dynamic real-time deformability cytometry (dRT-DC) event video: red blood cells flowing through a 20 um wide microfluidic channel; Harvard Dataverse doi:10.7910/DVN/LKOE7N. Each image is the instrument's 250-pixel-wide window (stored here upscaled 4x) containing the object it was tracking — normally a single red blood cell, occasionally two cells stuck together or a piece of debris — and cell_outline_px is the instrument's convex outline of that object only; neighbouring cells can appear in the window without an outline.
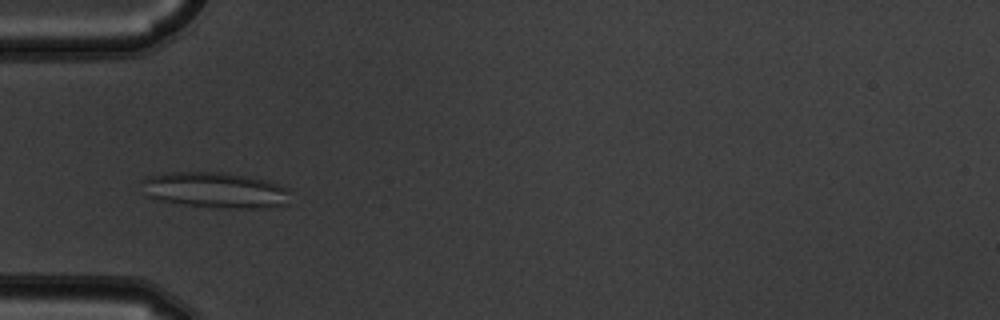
{"species": "common noctule bat (a hibernating species)", "species_latin": "Nyctalus noctula", "temperature_condition": "warm", "stored_images_in_passage": 9, "camera_frame_rate_fps": 3000, "um_per_image_px": 0.085, "animal": {"sex": "male", "body_mass_g": 19.5, "forearm_length_mm": 54.6}, "frame": {"image": 1, "passage_image": 4, "time_ms": 1.0, "image_size_px": [1000, 320], "cell_outline_px": [[292, 192], [288, 204], [264, 208], [244, 208], [184, 204], [160, 200], [144, 196], [140, 180], [148, 176], [168, 172], [220, 172], [244, 176], [264, 180], [280, 184], [288, 188]], "centroid_in_image_um": [18.29, 16.15], "position_along_channel_um": 66.7, "area_um2": 30.92}}
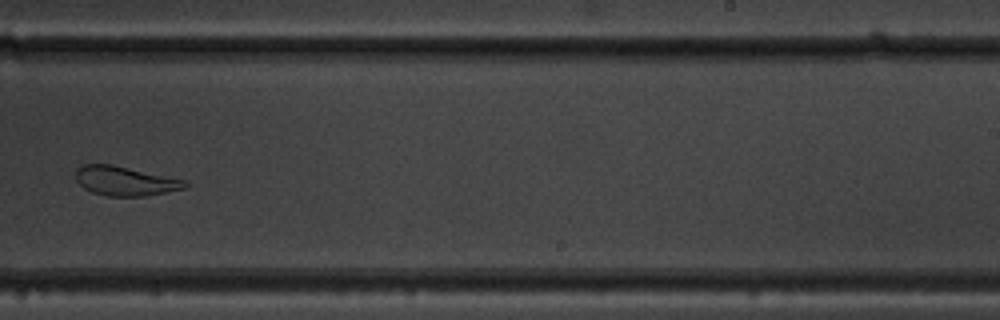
{"frame": {"image": 2, "passage_image": 9, "time_ms": 2.667, "image_size_px": [1000, 320], "cell_outline_px": [[192, 184], [188, 188], [168, 192], [144, 196], [108, 196], [92, 192], [84, 188], [76, 180], [76, 168], [84, 164], [112, 164], [188, 180]], "centroid_in_image_um": [10.72, 15.38], "position_along_channel_um": 278.3, "area_um2": 19.02}}